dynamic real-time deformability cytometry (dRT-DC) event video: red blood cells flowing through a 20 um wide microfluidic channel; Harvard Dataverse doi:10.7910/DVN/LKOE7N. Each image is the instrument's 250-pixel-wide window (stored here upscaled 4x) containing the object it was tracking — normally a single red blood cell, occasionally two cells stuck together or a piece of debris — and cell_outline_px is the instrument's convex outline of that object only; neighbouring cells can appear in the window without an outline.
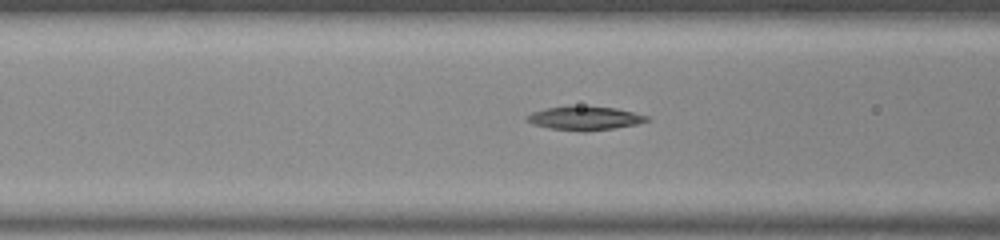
{"species": "common noctule bat (a hibernating species)", "species_latin": "Nyctalus noctula", "temperature_condition": "room temperature", "stored_images_in_passage": 14, "camera_frame_rate_fps": 3000, "um_per_image_px": 0.085, "animal": {"sex": "male", "body_mass_g": 20.0, "forearm_length_mm": 53.3}, "frame": {"image": 1, "passage_image": 5, "time_ms": 1.333, "image_size_px": [1000, 240], "cell_outline_px": [[652, 120], [636, 124], [612, 128], [584, 132], [552, 128], [532, 124], [524, 120], [524, 116], [532, 112], [544, 108], [568, 104], [616, 108], [648, 116]], "centroid_in_image_um": [49.64, 10.02], "position_along_channel_um": 117.0, "area_um2": 16.99}}
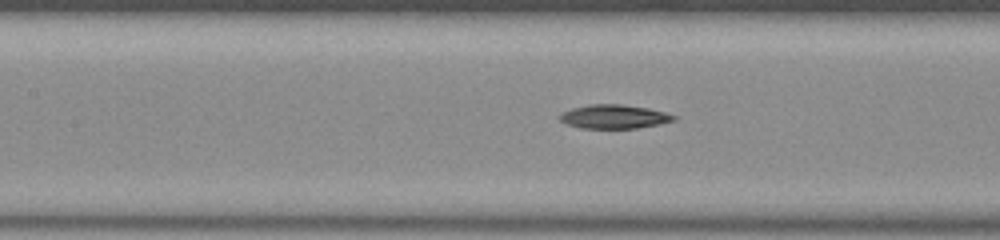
{"frame": {"image": 2, "passage_image": 8, "time_ms": 2.333, "image_size_px": [1000, 240], "cell_outline_px": [[676, 120], [660, 124], [636, 128], [580, 128], [568, 124], [560, 120], [556, 116], [560, 112], [572, 108], [588, 104], [620, 104], [648, 108], [664, 112], [676, 116]], "centroid_in_image_um": [52.15, 9.91], "position_along_channel_um": 155.2, "area_um2": 15.95}}
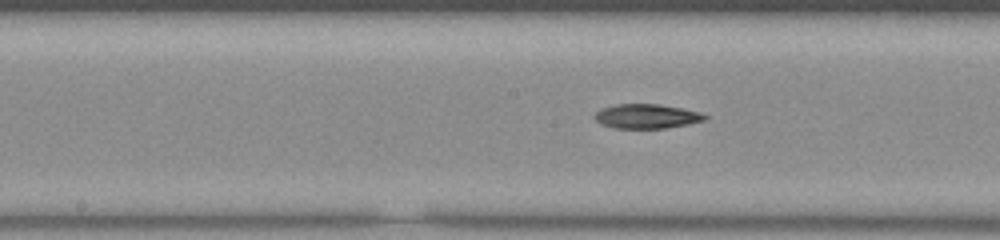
{"frame": {"image": 3, "passage_image": 11, "time_ms": 3.333, "image_size_px": [1000, 240], "cell_outline_px": [[708, 116], [704, 120], [688, 124], [664, 128], [612, 128], [600, 124], [592, 116], [600, 108], [616, 104], [660, 104], [700, 112]], "centroid_in_image_um": [54.9, 9.88], "position_along_channel_um": 193.3, "area_um2": 15.72}}